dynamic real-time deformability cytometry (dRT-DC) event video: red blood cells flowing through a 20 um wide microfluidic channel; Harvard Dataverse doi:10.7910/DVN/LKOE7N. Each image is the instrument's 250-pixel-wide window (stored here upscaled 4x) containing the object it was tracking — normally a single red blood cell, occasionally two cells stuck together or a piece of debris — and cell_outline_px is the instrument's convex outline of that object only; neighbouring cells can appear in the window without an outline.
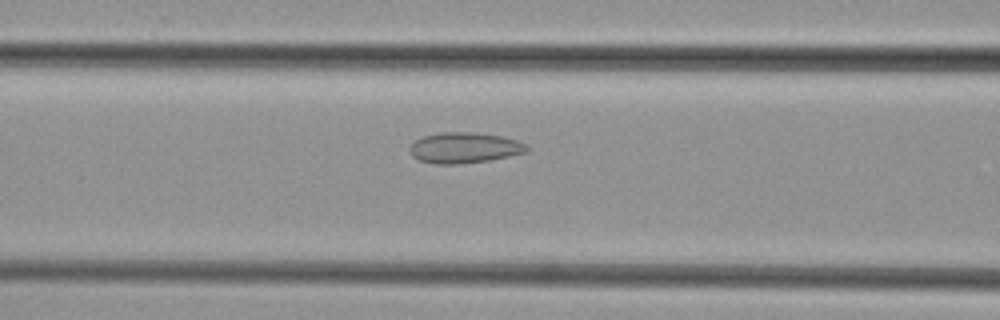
{"species": "common noctule bat (a hibernating species)", "species_latin": "Nyctalus noctula", "temperature_condition": "cold", "stored_images_in_passage": 33, "camera_frame_rate_fps": 3000, "um_per_image_px": 0.085, "animal": {"sex": "female", "body_mass_g": 29.2, "forearm_length_mm": 56.3}, "frame": {"image": 1, "passage_image": 5, "time_ms": 1.333, "image_size_px": [1000, 320], "cell_outline_px": [[528, 152], [488, 160], [456, 164], [432, 164], [420, 160], [412, 156], [408, 148], [416, 140], [424, 136], [440, 132], [468, 132], [500, 136], [516, 140], [528, 144]], "centroid_in_image_um": [39.46, 12.56], "position_along_channel_um": 127.1, "area_um2": 20.81}}
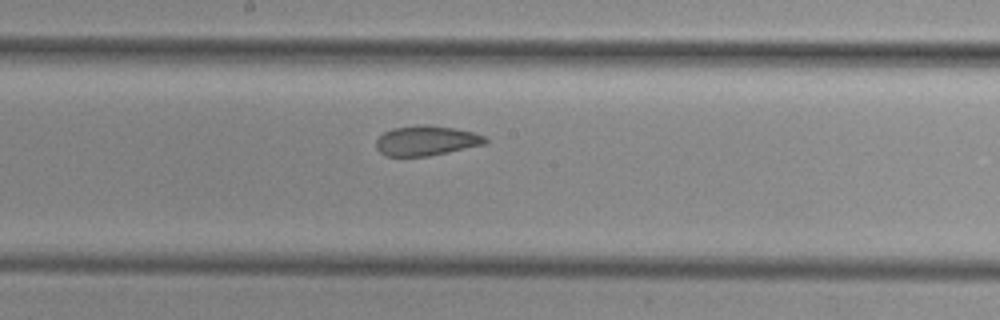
{"frame": {"image": 2, "passage_image": 11, "time_ms": 3.333, "image_size_px": [1000, 320], "cell_outline_px": [[488, 140], [484, 144], [448, 152], [428, 156], [384, 156], [376, 148], [376, 140], [384, 132], [392, 128], [420, 124], [428, 124], [456, 128], [476, 132], [484, 136]], "centroid_in_image_um": [36.23, 11.94], "position_along_channel_um": 212.0, "area_um2": 19.19}}
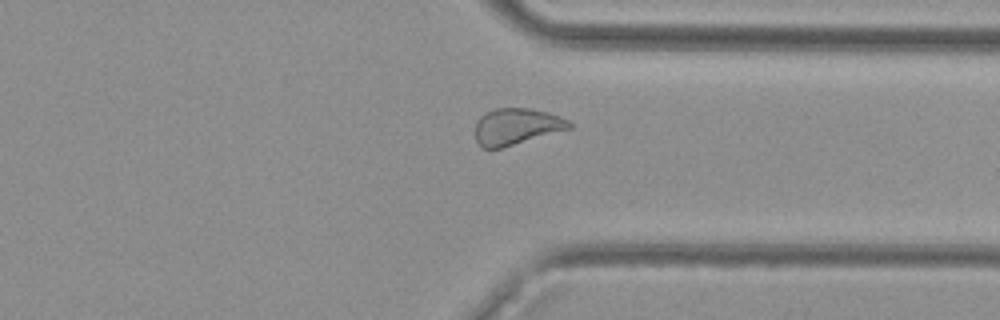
{"frame": {"image": 3, "passage_image": 22, "time_ms": 7.0, "image_size_px": [1000, 320], "cell_outline_px": [[572, 128], [504, 148], [480, 148], [476, 140], [476, 120], [484, 112], [496, 108], [528, 108], [548, 112], [568, 120], [572, 124]], "centroid_in_image_um": [43.88, 10.76], "position_along_channel_um": 367.5, "area_um2": 20.23}}